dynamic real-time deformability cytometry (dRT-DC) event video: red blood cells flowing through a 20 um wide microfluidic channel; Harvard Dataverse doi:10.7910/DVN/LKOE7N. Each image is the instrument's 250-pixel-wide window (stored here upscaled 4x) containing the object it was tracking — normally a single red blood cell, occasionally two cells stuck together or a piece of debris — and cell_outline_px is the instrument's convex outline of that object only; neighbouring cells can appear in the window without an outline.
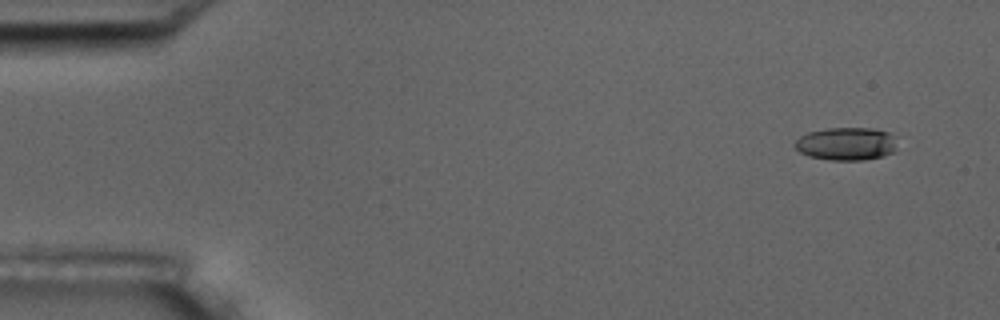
{"species": "common noctule bat (a hibernating species)", "species_latin": "Nyctalus noctula", "temperature_condition": "room temperature", "stored_images_in_passage": 4, "camera_frame_rate_fps": 3000, "um_per_image_px": 0.085, "animal": {"sex": "male", "body_mass_g": 17.5, "forearm_length_mm": 52.3}, "frame": {"image": 1, "passage_image": 1, "time_ms": 0.0, "image_size_px": [1000, 320], "cell_outline_px": [[896, 152], [884, 156], [864, 160], [832, 160], [808, 156], [800, 152], [796, 148], [796, 140], [800, 136], [808, 132], [828, 128], [872, 128], [888, 132], [892, 136]], "centroid_in_image_um": [71.94, 12.23], "position_along_channel_um": 13.1, "area_um2": 19.54}}
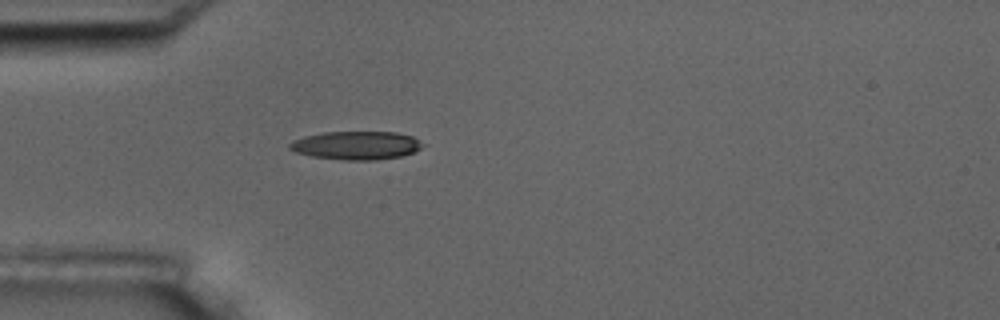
{"frame": {"image": 2, "passage_image": 4, "time_ms": 4.333, "image_size_px": [1000, 320], "cell_outline_px": [[428, 144], [412, 152], [400, 156], [376, 160], [344, 160], [312, 156], [296, 152], [288, 148], [288, 144], [292, 140], [304, 136], [324, 132], [396, 132], [412, 136]], "centroid_in_image_um": [30.29, 12.35], "position_along_channel_um": 54.7, "area_um2": 22.08}}